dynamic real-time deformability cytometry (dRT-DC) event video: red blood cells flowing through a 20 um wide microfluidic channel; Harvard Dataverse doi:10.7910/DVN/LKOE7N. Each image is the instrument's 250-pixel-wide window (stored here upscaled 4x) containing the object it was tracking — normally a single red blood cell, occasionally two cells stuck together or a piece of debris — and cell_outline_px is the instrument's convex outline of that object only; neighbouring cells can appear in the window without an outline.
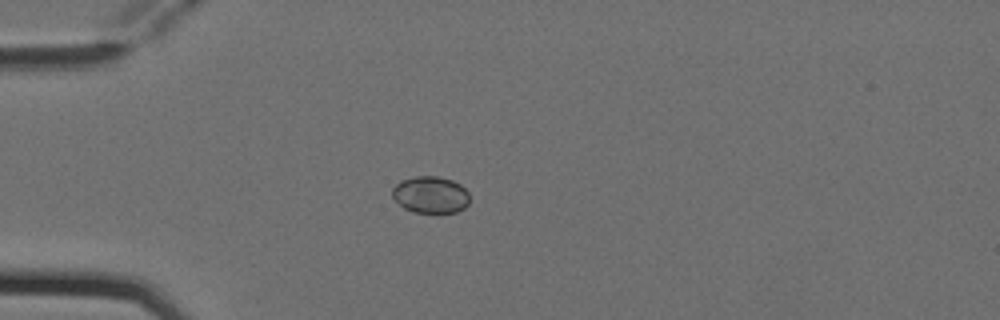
{"species": "Egyptian fruit bat (a non-hibernating species)", "species_latin": "Rousettus aegyptiacus", "temperature_condition": "cold", "stored_images_in_passage": 2, "camera_frame_rate_fps": 3000, "um_per_image_px": 0.085, "animal": {"sex": "female"}, "frame": {"image": 1, "passage_image": 2, "time_ms": 0.333, "image_size_px": [1000, 320], "cell_outline_px": [[468, 204], [464, 208], [456, 212], [412, 212], [404, 208], [392, 196], [392, 188], [400, 180], [416, 176], [436, 176], [452, 180], [460, 184], [468, 192]], "centroid_in_image_um": [36.58, 16.54], "position_along_channel_um": 48.4, "area_um2": 16.53}}